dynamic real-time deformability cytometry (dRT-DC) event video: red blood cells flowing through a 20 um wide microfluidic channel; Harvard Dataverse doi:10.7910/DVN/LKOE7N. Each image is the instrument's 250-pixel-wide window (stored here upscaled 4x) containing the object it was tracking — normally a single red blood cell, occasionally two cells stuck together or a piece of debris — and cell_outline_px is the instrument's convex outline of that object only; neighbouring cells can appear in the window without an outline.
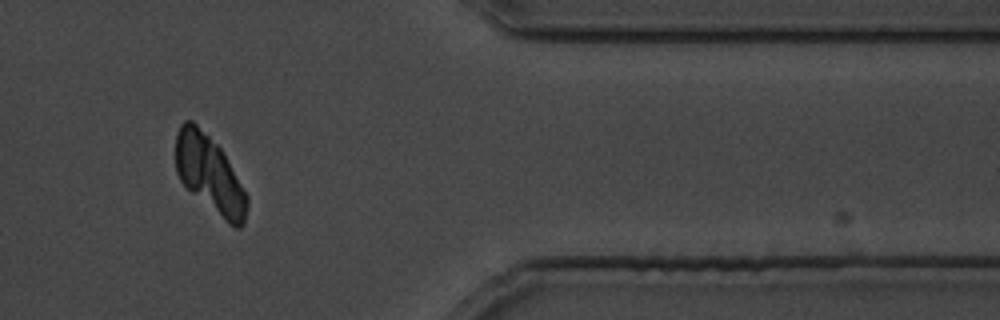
{"species": "common noctule bat (a hibernating species)", "species_latin": "Nyctalus noctula", "temperature_condition": "cold", "stored_images_in_passage": 35, "camera_frame_rate_fps": 3000, "um_per_image_px": 0.085, "animal": {"sex": "male", "body_mass_g": 19.5, "forearm_length_mm": 54.6}, "frame": {"image": 1, "passage_image": 29, "time_ms": 34.667, "image_size_px": [1000, 320], "cell_outline_px": [[248, 208], [244, 224], [240, 228], [236, 228], [228, 224], [192, 192], [180, 180], [176, 172], [176, 132], [180, 124], [184, 120], [192, 120], [224, 152], [248, 196]], "centroid_in_image_um": [17.84, 14.81], "position_along_channel_um": 393.6, "area_um2": 31.96}}